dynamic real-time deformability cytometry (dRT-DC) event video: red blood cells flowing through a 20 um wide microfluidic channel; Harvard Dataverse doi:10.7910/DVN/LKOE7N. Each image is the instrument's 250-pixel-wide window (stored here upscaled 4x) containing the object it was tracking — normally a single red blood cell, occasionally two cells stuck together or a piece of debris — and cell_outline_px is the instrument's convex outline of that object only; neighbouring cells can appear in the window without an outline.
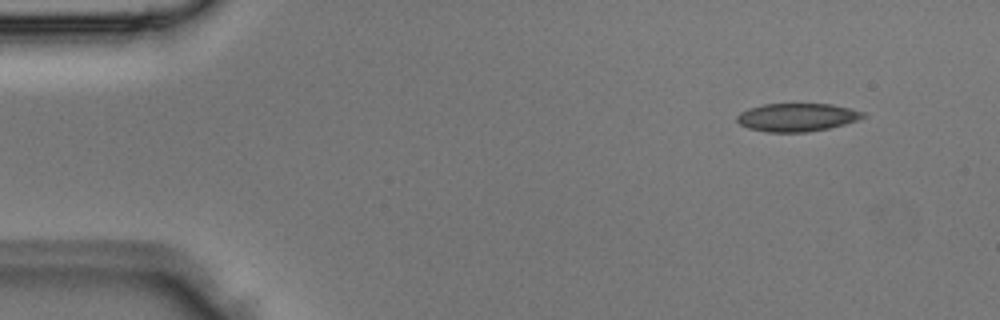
{"species": "Egyptian fruit bat (a non-hibernating species)", "species_latin": "Rousettus aegyptiacus", "temperature_condition": "room temperature", "stored_images_in_passage": 4, "segment_of_instrument_passage": [1, 2], "camera_frame_rate_fps": 3000, "um_per_image_px": 0.085, "animal": {"sex": "male"}, "frame": {"image": 1, "passage_image": 1, "time_ms": 0.0, "image_size_px": [1000, 320], "cell_outline_px": [[864, 116], [856, 120], [844, 124], [828, 128], [808, 132], [768, 132], [748, 128], [740, 124], [736, 120], [736, 116], [740, 112], [748, 108], [764, 104], [832, 104], [864, 112]], "centroid_in_image_um": [67.69, 9.97], "position_along_channel_um": 17.3, "area_um2": 20.52}}
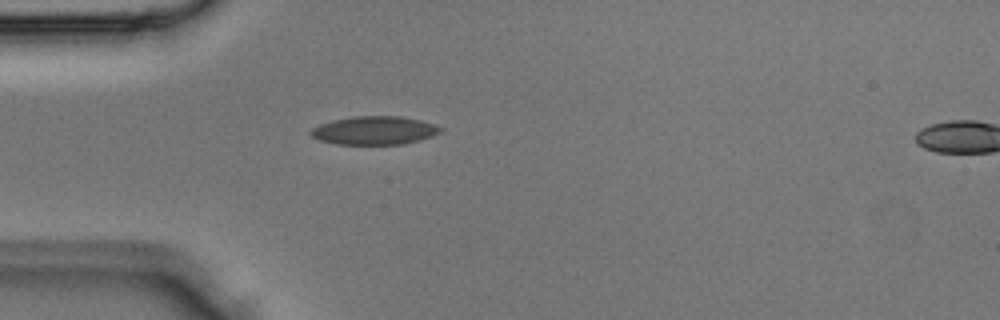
{"frame": {"image": 2, "passage_image": 3, "time_ms": 0.667, "image_size_px": [1000, 320], "cell_outline_px": [[444, 128], [440, 132], [432, 136], [420, 140], [404, 144], [336, 144], [320, 140], [312, 136], [308, 132], [312, 128], [320, 124], [332, 120], [352, 116], [400, 116], [420, 120]], "centroid_in_image_um": [31.81, 11.08], "position_along_channel_um": 53.2, "area_um2": 21.44}}